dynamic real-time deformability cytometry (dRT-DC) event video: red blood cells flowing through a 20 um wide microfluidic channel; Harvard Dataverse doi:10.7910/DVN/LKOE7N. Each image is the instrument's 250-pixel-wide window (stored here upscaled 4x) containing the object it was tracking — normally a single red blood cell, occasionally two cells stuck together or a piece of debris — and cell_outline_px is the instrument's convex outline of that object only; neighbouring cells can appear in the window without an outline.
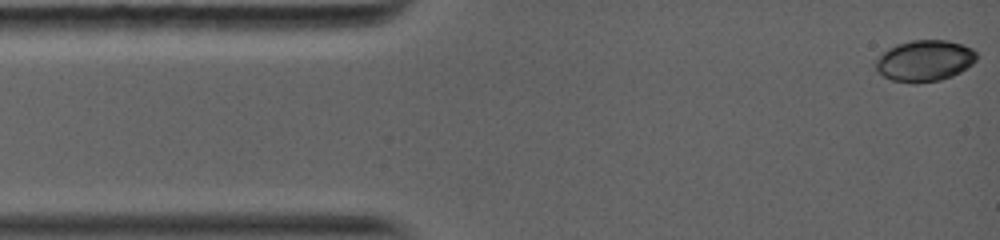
{"species": "common noctule bat (a hibernating species)", "species_latin": "Nyctalus noctula", "temperature_condition": "warm", "stored_images_in_passage": 23, "camera_frame_rate_fps": 5000, "um_per_image_px": 0.085, "animal": {"sex": "female", "body_mass_g": 19.0, "forearm_length_mm": 56.7}, "frame": {"image": 1, "passage_image": 1, "time_ms": 0.0, "image_size_px": [1000, 240], "cell_outline_px": [[980, 56], [972, 64], [960, 72], [952, 76], [940, 80], [912, 84], [892, 80], [884, 76], [876, 68], [876, 60], [888, 48], [896, 44], [912, 40], [948, 40], [972, 48]], "centroid_in_image_um": [78.62, 5.16], "position_along_channel_um": 6.4, "area_um2": 24.28}}
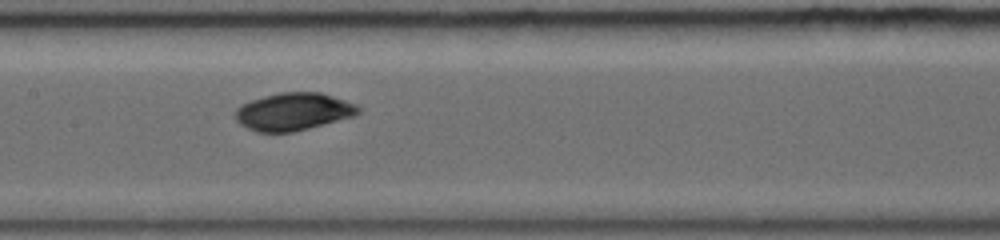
{"frame": {"image": 2, "passage_image": 10, "time_ms": 6.2, "image_size_px": [1000, 240], "cell_outline_px": [[360, 112], [356, 116], [292, 132], [256, 132], [240, 124], [236, 120], [236, 108], [240, 104], [264, 96], [280, 92], [320, 92], [356, 104], [360, 108]], "centroid_in_image_um": [24.94, 9.49], "position_along_channel_um": 182.5, "area_um2": 26.88}}
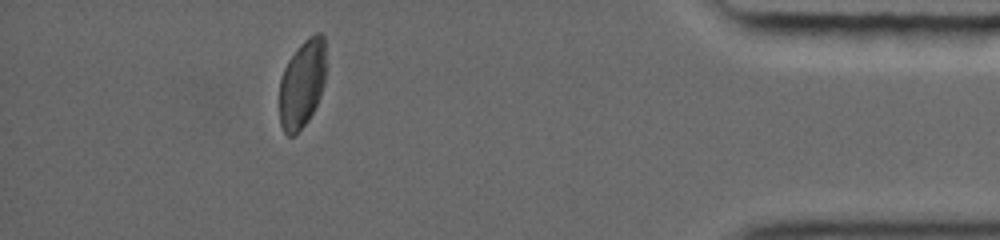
{"frame": {"image": 3, "passage_image": 20, "time_ms": 13.0, "image_size_px": [1000, 240], "cell_outline_px": [[324, 80], [320, 96], [308, 120], [292, 136], [288, 136], [284, 132], [280, 124], [280, 80], [284, 68], [288, 60], [300, 44], [304, 40], [316, 32], [320, 32], [324, 36]], "centroid_in_image_um": [25.66, 7.11], "position_along_channel_um": 409.5, "area_um2": 23.47}, "authors_computed_cell_mechanics": {"area_um2": 25.2008, "velocity_mm_per_s": 4.0908, "shape_relaxation_time_tau1_ms": 2.0162, "shape_relaxation_time_tau2_ms": 6.6117, "deformation_change_tau1": 0.0835, "deformation_change_tau2": 0.0677}}